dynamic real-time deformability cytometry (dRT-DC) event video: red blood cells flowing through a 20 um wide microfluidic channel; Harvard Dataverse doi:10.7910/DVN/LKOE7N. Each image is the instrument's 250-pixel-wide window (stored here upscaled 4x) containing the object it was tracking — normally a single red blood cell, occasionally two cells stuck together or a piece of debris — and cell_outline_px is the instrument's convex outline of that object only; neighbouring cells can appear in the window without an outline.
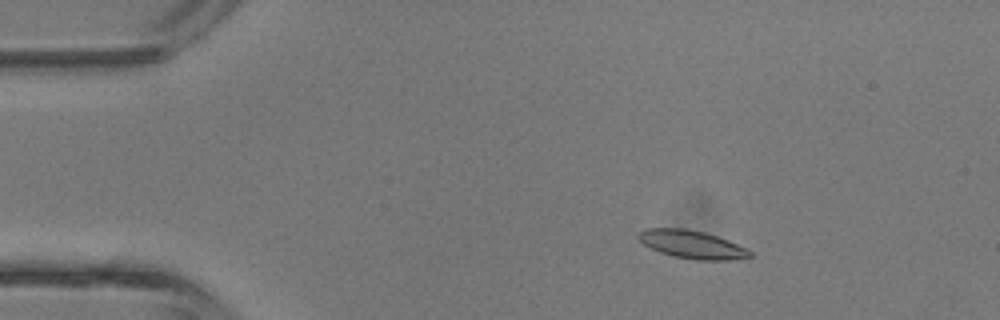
{"species": "common noctule bat (a hibernating species)", "species_latin": "Nyctalus noctula", "temperature_condition": "room temperature", "stored_images_in_passage": 42, "camera_frame_rate_fps": 3000, "um_per_image_px": 0.085, "animal": {"sex": "male", "body_mass_g": 13.3}, "frame": {"image": 1, "passage_image": 7, "time_ms": 2.0, "image_size_px": [1000, 320], "cell_outline_px": [[752, 256], [728, 260], [696, 260], [672, 256], [660, 252], [644, 244], [636, 236], [644, 228], [684, 228], [704, 232], [728, 240], [752, 252]], "centroid_in_image_um": [58.78, 20.77], "position_along_channel_um": 26.2, "area_um2": 18.03}}
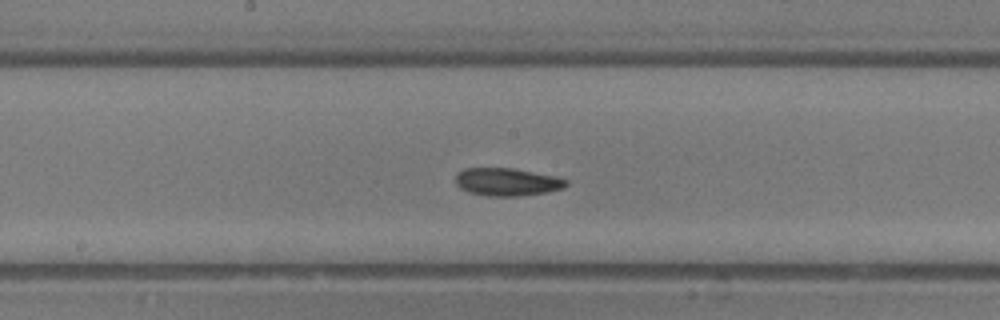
{"frame": {"image": 2, "passage_image": 22, "time_ms": 7.0, "image_size_px": [1000, 320], "cell_outline_px": [[568, 184], [564, 188], [548, 192], [520, 196], [488, 196], [468, 192], [460, 188], [456, 184], [456, 176], [464, 168], [512, 168], [556, 176], [568, 180]], "centroid_in_image_um": [43.13, 15.47], "position_along_channel_um": 205.1, "area_um2": 17.98}}
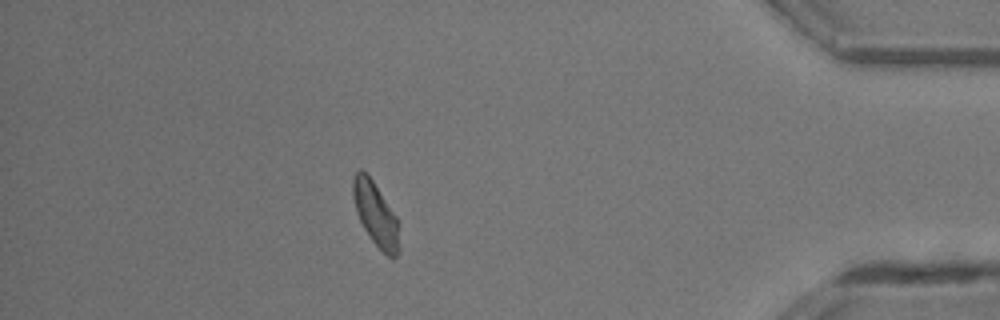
{"frame": {"image": 3, "passage_image": 37, "time_ms": 12.0, "image_size_px": [1000, 320], "cell_outline_px": [[400, 252], [392, 260], [372, 240], [364, 228], [356, 212], [352, 196], [352, 176], [360, 168], [372, 180], [396, 216], [400, 248]], "centroid_in_image_um": [31.92, 18.21], "position_along_channel_um": 403.3, "area_um2": 16.99}, "authors_computed_cell_mechanics": {"area_um2": 17.7446, "velocity_mm_per_s": 4.908, "shape_relaxation_time_tau1_ms": 3.8582, "shape_relaxation_time_tau2_ms": 5.581, "deformation_change_tau1": 0.1231, "deformation_change_tau2": 0.1274}}